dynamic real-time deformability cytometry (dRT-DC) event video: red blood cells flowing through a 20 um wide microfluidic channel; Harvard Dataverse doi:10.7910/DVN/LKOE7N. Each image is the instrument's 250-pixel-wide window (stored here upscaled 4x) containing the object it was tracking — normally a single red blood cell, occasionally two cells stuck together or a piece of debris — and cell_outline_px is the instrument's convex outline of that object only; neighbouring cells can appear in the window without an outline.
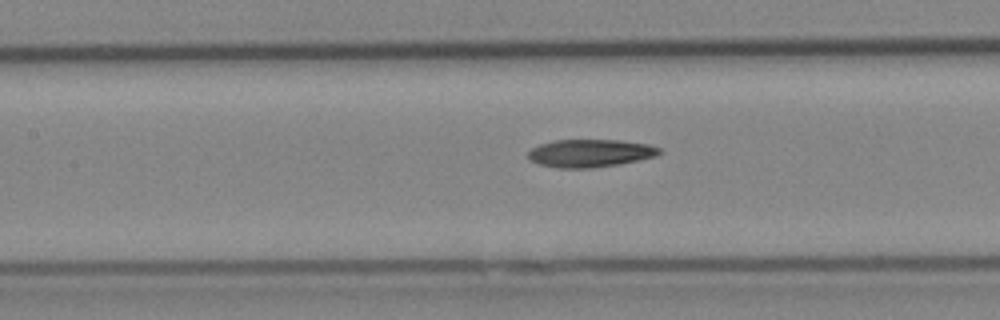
{"species": "Egyptian fruit bat (a non-hibernating species)", "species_latin": "Rousettus aegyptiacus", "temperature_condition": "cold", "stored_images_in_passage": 32, "camera_frame_rate_fps": 3000, "um_per_image_px": 0.085, "animal": {"sex": "female"}, "frame": {"image": 1, "passage_image": 21, "time_ms": 6.667, "image_size_px": [1000, 320], "cell_outline_px": [[660, 152], [656, 156], [640, 160], [620, 164], [592, 168], [556, 168], [540, 164], [528, 160], [528, 152], [532, 148], [540, 144], [556, 140], [620, 140], [648, 144], [660, 148]], "centroid_in_image_um": [50.15, 13.03], "position_along_channel_um": 157.2, "area_um2": 21.33}}
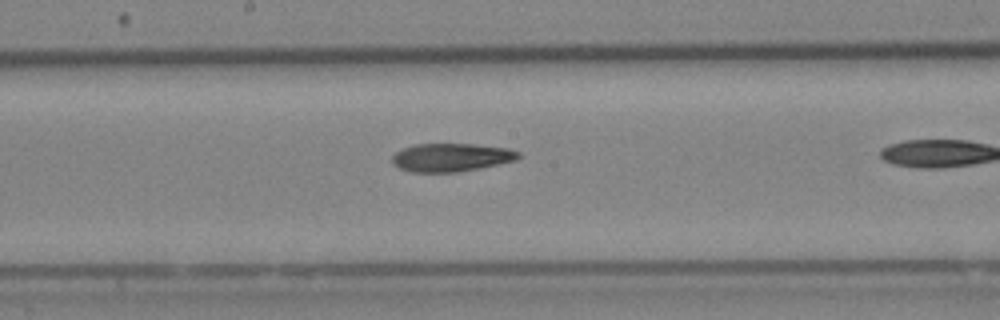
{"frame": {"image": 2, "passage_image": 25, "time_ms": 8.0, "image_size_px": [1000, 320], "cell_outline_px": [[520, 156], [516, 160], [456, 172], [412, 172], [400, 168], [392, 164], [392, 156], [396, 152], [404, 148], [416, 144], [472, 144], [508, 148], [520, 152]], "centroid_in_image_um": [38.33, 13.37], "position_along_channel_um": 209.9, "area_um2": 20.52}}
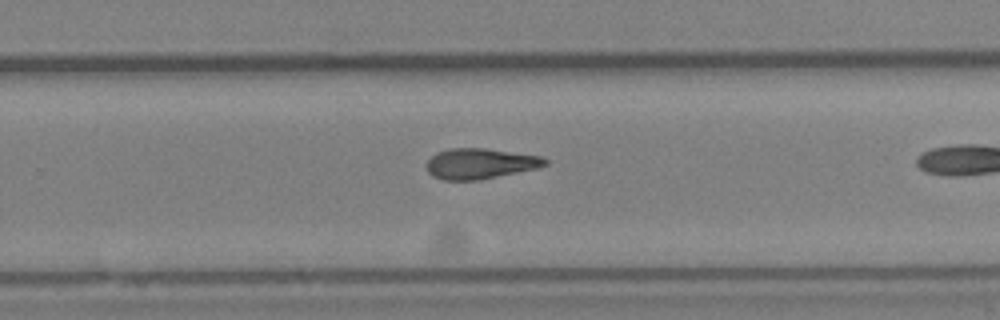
{"frame": {"image": 3, "passage_image": 31, "time_ms": 10.0, "image_size_px": [1000, 320], "cell_outline_px": [[548, 164], [536, 168], [480, 180], [444, 180], [432, 176], [428, 172], [424, 164], [436, 152], [448, 148], [484, 148], [540, 156], [548, 160]], "centroid_in_image_um": [40.75, 13.9], "position_along_channel_um": 289.0, "area_um2": 21.1}}